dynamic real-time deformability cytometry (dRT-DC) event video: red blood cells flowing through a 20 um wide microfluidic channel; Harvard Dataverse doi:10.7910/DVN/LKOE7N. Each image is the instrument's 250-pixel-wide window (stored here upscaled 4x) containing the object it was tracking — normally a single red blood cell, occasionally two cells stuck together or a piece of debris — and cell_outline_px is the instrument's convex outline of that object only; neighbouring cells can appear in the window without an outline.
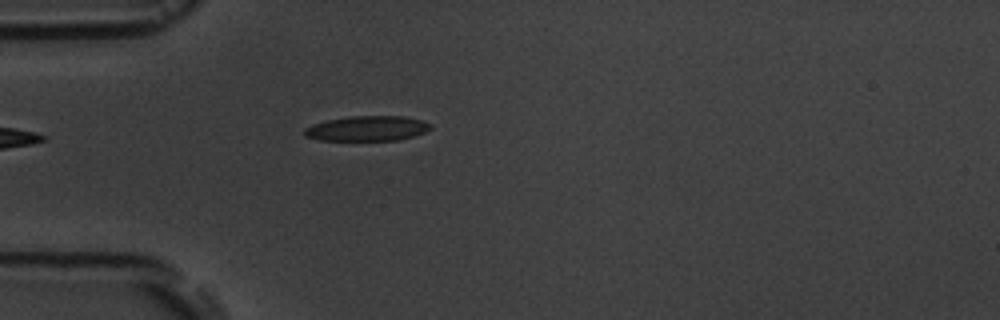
{"species": "common noctule bat (a hibernating species)", "species_latin": "Nyctalus noctula", "temperature_condition": "room temperature", "stored_images_in_passage": 4, "camera_frame_rate_fps": 3000, "um_per_image_px": 0.085, "animal": {"sex": "male", "body_mass_g": 19.5, "forearm_length_mm": 54.6}, "frame": {"image": 1, "passage_image": 4, "time_ms": 4.333, "image_size_px": [1000, 320], "cell_outline_px": [[432, 128], [424, 132], [412, 136], [396, 140], [320, 140], [304, 136], [304, 128], [312, 124], [328, 120], [352, 116], [404, 116], [424, 120], [432, 124]], "centroid_in_image_um": [31.22, 10.91], "position_along_channel_um": 53.8, "area_um2": 18.38}}